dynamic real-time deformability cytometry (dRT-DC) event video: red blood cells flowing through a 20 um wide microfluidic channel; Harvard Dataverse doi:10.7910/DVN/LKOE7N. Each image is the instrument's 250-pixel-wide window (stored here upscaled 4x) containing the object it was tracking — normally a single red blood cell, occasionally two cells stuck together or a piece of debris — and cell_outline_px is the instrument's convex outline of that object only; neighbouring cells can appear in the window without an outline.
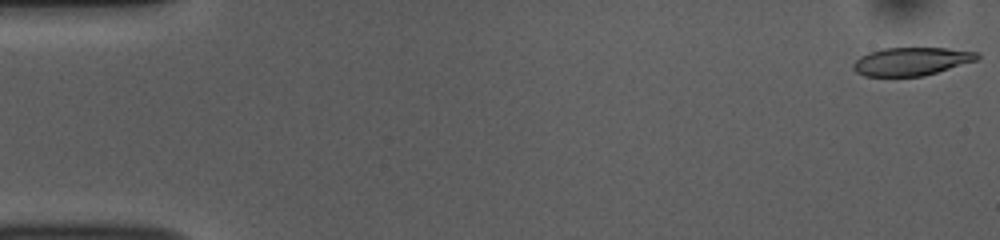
{"species": "common noctule bat (a hibernating species)", "species_latin": "Nyctalus noctula", "temperature_condition": "room temperature", "stored_images_in_passage": 53, "camera_frame_rate_fps": 3000, "um_per_image_px": 0.085, "animal": {"sex": "female", "body_mass_g": 10.0, "forearm_length_mm": 53.1}, "frame": {"image": 1, "passage_image": 1, "time_ms": 0.0, "image_size_px": [1000, 240], "cell_outline_px": [[980, 56], [976, 60], [924, 76], [864, 76], [856, 72], [852, 68], [852, 64], [860, 56], [868, 52], [884, 48], [948, 48], [980, 52]], "centroid_in_image_um": [77.45, 5.21], "position_along_channel_um": 7.5, "area_um2": 20.35}}
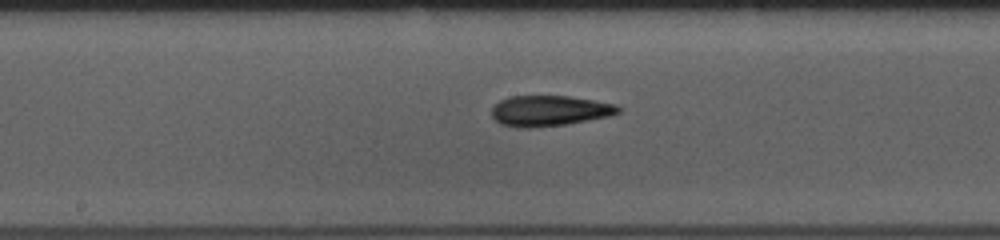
{"frame": {"image": 2, "passage_image": 27, "time_ms": 8.667, "image_size_px": [1000, 240], "cell_outline_px": [[624, 108], [620, 112], [608, 116], [568, 124], [528, 128], [516, 128], [500, 124], [492, 116], [492, 108], [500, 100], [512, 96], [568, 96], [616, 104]], "centroid_in_image_um": [46.71, 9.42], "position_along_channel_um": 201.5, "area_um2": 22.6}}
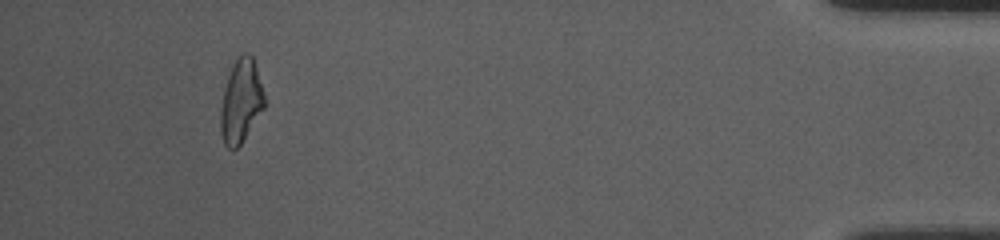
{"frame": {"image": 3, "passage_image": 49, "time_ms": 16.0, "image_size_px": [1000, 240], "cell_outline_px": [[264, 108], [240, 144], [236, 148], [228, 148], [224, 144], [220, 132], [220, 112], [224, 88], [232, 64], [244, 52], [248, 52], [252, 56], [256, 68], [264, 96]], "centroid_in_image_um": [20.45, 8.6], "position_along_channel_um": 414.7, "area_um2": 20.92}, "authors_computed_cell_mechanics": {"area_um2": 21.9062, "velocity_mm_per_s": 3.7967, "shape_relaxation_time_tau1_ms": 6.8976, "shape_relaxation_time_tau2_ms": 2.1968, "deformation_change_tau1": 0.2214, "deformation_change_tau2": 0.121}}